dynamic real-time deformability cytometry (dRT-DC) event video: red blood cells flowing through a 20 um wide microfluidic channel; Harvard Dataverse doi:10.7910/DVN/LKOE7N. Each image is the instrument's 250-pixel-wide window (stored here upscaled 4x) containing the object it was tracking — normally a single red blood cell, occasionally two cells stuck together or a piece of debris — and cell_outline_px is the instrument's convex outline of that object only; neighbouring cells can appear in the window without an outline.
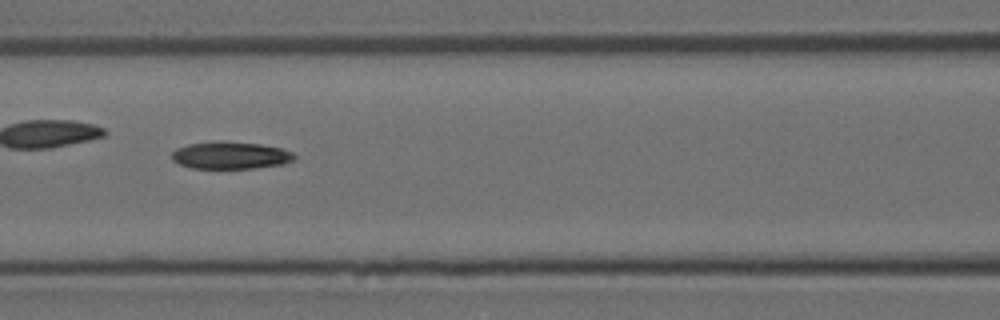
{"species": "Egyptian fruit bat (a non-hibernating species)", "species_latin": "Rousettus aegyptiacus", "temperature_condition": "room temperature", "stored_images_in_passage": 39, "camera_frame_rate_fps": 3000, "um_per_image_px": 0.085, "animal": {"sex": "female"}, "frame": {"image": 1, "passage_image": 12, "time_ms": 3.667, "image_size_px": [1000, 320], "cell_outline_px": [[296, 156], [292, 160], [284, 164], [256, 168], [192, 168], [180, 164], [172, 160], [172, 152], [176, 148], [188, 144], [260, 144], [280, 148], [292, 152]], "centroid_in_image_um": [19.61, 13.25], "position_along_channel_um": 147.0, "area_um2": 18.5}}
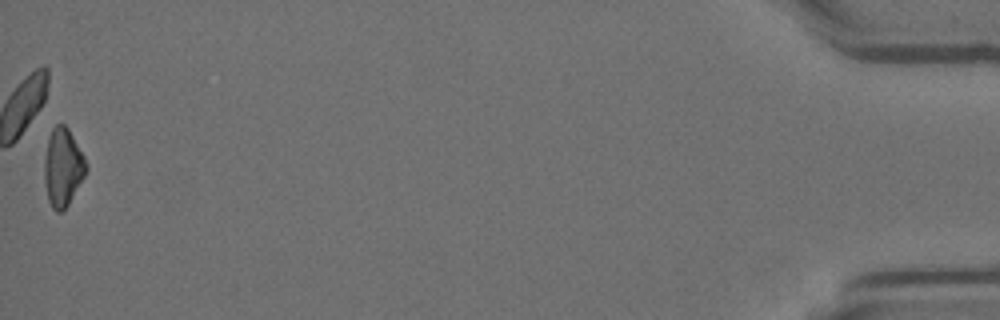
{"frame": {"image": 2, "passage_image": 39, "time_ms": 12.667, "image_size_px": [1000, 320], "cell_outline_px": [[88, 168], [84, 176], [68, 204], [60, 212], [56, 212], [52, 208], [48, 200], [44, 180], [44, 160], [48, 136], [52, 128], [56, 124], [64, 124], [68, 128], [84, 156], [88, 164]], "centroid_in_image_um": [5.33, 14.2], "position_along_channel_um": 429.9, "area_um2": 18.96}}